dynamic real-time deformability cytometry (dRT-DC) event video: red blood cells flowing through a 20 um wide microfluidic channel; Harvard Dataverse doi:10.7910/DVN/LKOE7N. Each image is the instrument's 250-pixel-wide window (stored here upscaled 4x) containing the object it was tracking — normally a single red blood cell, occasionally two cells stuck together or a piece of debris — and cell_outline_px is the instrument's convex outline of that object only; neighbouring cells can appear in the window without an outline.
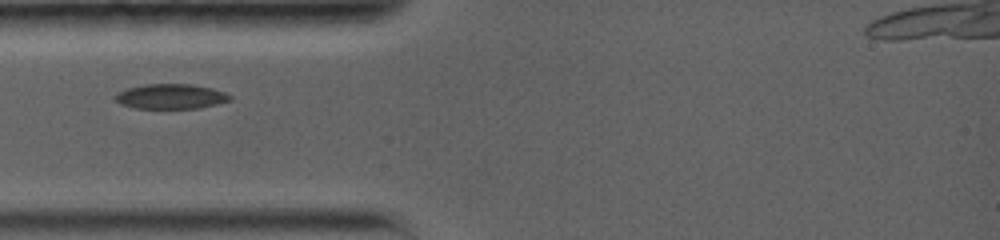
{"species": "common noctule bat (a hibernating species)", "species_latin": "Nyctalus noctula", "temperature_condition": "warm", "stored_images_in_passage": 11, "camera_frame_rate_fps": 5000, "um_per_image_px": 0.085, "animal": {"sex": "female", "body_mass_g": 19.0, "forearm_length_mm": 56.7}, "frame": {"image": 1, "passage_image": 1, "time_ms": 0.0, "image_size_px": [1000, 240], "cell_outline_px": [[232, 100], [200, 108], [136, 108], [120, 104], [112, 96], [116, 92], [128, 88], [144, 84], [192, 84], [212, 88], [224, 92], [232, 96]], "centroid_in_image_um": [14.5, 8.19], "position_along_channel_um": 70.5, "area_um2": 16.76}}
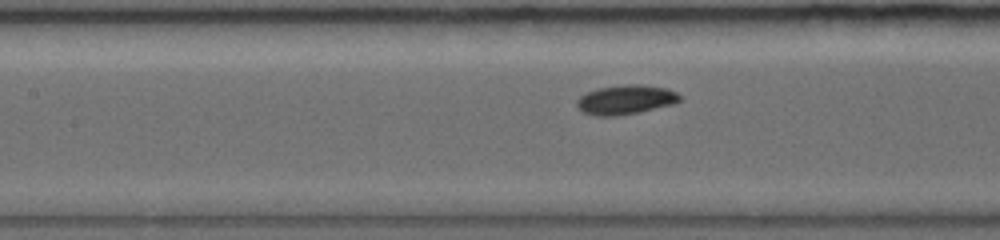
{"frame": {"image": 2, "passage_image": 7, "time_ms": 2.2, "image_size_px": [1000, 240], "cell_outline_px": [[680, 100], [676, 104], [640, 112], [616, 116], [596, 116], [580, 112], [576, 108], [576, 100], [580, 96], [596, 88], [624, 84], [640, 84], [668, 88], [676, 92], [680, 96]], "centroid_in_image_um": [53.16, 8.48], "position_along_channel_um": 154.2, "area_um2": 18.03}}
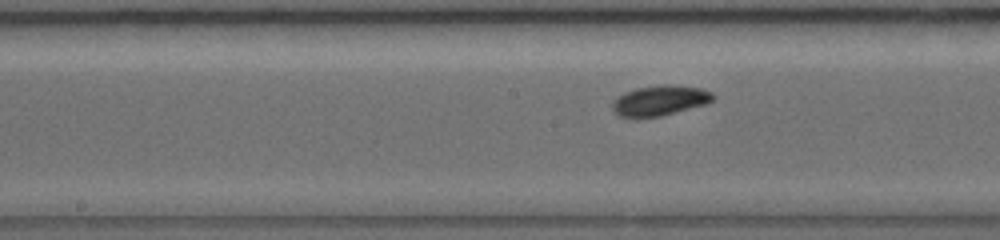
{"frame": {"image": 3, "passage_image": 10, "time_ms": 3.2, "image_size_px": [1000, 240], "cell_outline_px": [[716, 96], [708, 104], [660, 116], [620, 116], [612, 108], [612, 104], [624, 92], [636, 88], [660, 84], [668, 84], [704, 88], [712, 92]], "centroid_in_image_um": [56.18, 8.51], "position_along_channel_um": 192.0, "area_um2": 17.57}}